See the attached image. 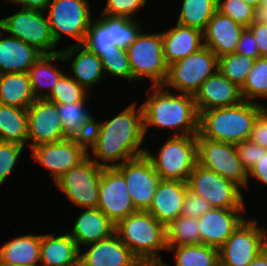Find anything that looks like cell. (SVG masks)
Returning a JSON list of instances; mask_svg holds the SVG:
<instances>
[{"mask_svg":"<svg viewBox=\"0 0 267 266\" xmlns=\"http://www.w3.org/2000/svg\"><path fill=\"white\" fill-rule=\"evenodd\" d=\"M132 101L118 114L98 121L88 141V157L102 167H117L145 155L142 106ZM91 152V153H90Z\"/></svg>","mask_w":267,"mask_h":266,"instance_id":"obj_1","label":"cell"},{"mask_svg":"<svg viewBox=\"0 0 267 266\" xmlns=\"http://www.w3.org/2000/svg\"><path fill=\"white\" fill-rule=\"evenodd\" d=\"M146 94L141 104L145 137L152 126L173 130L171 136L198 134L199 113L192 95L173 92L163 85L151 86Z\"/></svg>","mask_w":267,"mask_h":266,"instance_id":"obj_2","label":"cell"},{"mask_svg":"<svg viewBox=\"0 0 267 266\" xmlns=\"http://www.w3.org/2000/svg\"><path fill=\"white\" fill-rule=\"evenodd\" d=\"M265 108L244 100L234 106L202 111L198 133L208 140L236 145L249 140L254 122Z\"/></svg>","mask_w":267,"mask_h":266,"instance_id":"obj_3","label":"cell"},{"mask_svg":"<svg viewBox=\"0 0 267 266\" xmlns=\"http://www.w3.org/2000/svg\"><path fill=\"white\" fill-rule=\"evenodd\" d=\"M115 234L144 266H159L167 251L165 226L148 211L137 210L115 224Z\"/></svg>","mask_w":267,"mask_h":266,"instance_id":"obj_4","label":"cell"},{"mask_svg":"<svg viewBox=\"0 0 267 266\" xmlns=\"http://www.w3.org/2000/svg\"><path fill=\"white\" fill-rule=\"evenodd\" d=\"M168 137L160 149L155 151L157 153L153 154L147 147L145 156L151 161L161 180L187 182L198 163L196 135Z\"/></svg>","mask_w":267,"mask_h":266,"instance_id":"obj_5","label":"cell"},{"mask_svg":"<svg viewBox=\"0 0 267 266\" xmlns=\"http://www.w3.org/2000/svg\"><path fill=\"white\" fill-rule=\"evenodd\" d=\"M133 83L149 81L151 86L163 85L168 65L164 60L161 31L149 32L143 29L135 42L127 48Z\"/></svg>","mask_w":267,"mask_h":266,"instance_id":"obj_6","label":"cell"},{"mask_svg":"<svg viewBox=\"0 0 267 266\" xmlns=\"http://www.w3.org/2000/svg\"><path fill=\"white\" fill-rule=\"evenodd\" d=\"M91 0H50L45 11L56 44L63 36L83 44L93 19Z\"/></svg>","mask_w":267,"mask_h":266,"instance_id":"obj_7","label":"cell"},{"mask_svg":"<svg viewBox=\"0 0 267 266\" xmlns=\"http://www.w3.org/2000/svg\"><path fill=\"white\" fill-rule=\"evenodd\" d=\"M218 70V57L203 46L197 52L168 66L163 86L168 90L194 96L202 83Z\"/></svg>","mask_w":267,"mask_h":266,"instance_id":"obj_8","label":"cell"},{"mask_svg":"<svg viewBox=\"0 0 267 266\" xmlns=\"http://www.w3.org/2000/svg\"><path fill=\"white\" fill-rule=\"evenodd\" d=\"M44 11L18 8L16 13L0 18V28L7 34L34 47L42 55L59 53Z\"/></svg>","mask_w":267,"mask_h":266,"instance_id":"obj_9","label":"cell"},{"mask_svg":"<svg viewBox=\"0 0 267 266\" xmlns=\"http://www.w3.org/2000/svg\"><path fill=\"white\" fill-rule=\"evenodd\" d=\"M188 188L213 208L247 209L244 190L231 180L196 164L187 180Z\"/></svg>","mask_w":267,"mask_h":266,"instance_id":"obj_10","label":"cell"},{"mask_svg":"<svg viewBox=\"0 0 267 266\" xmlns=\"http://www.w3.org/2000/svg\"><path fill=\"white\" fill-rule=\"evenodd\" d=\"M257 219L246 218L218 249L219 265L248 266L267 248V229Z\"/></svg>","mask_w":267,"mask_h":266,"instance_id":"obj_11","label":"cell"},{"mask_svg":"<svg viewBox=\"0 0 267 266\" xmlns=\"http://www.w3.org/2000/svg\"><path fill=\"white\" fill-rule=\"evenodd\" d=\"M102 166L87 157L79 165L73 167L53 183L57 191L72 205L81 209L97 208L99 200V182Z\"/></svg>","mask_w":267,"mask_h":266,"instance_id":"obj_12","label":"cell"},{"mask_svg":"<svg viewBox=\"0 0 267 266\" xmlns=\"http://www.w3.org/2000/svg\"><path fill=\"white\" fill-rule=\"evenodd\" d=\"M30 151L31 159L44 167L55 183L63 174L88 157V142L66 138L58 142L38 145Z\"/></svg>","mask_w":267,"mask_h":266,"instance_id":"obj_13","label":"cell"},{"mask_svg":"<svg viewBox=\"0 0 267 266\" xmlns=\"http://www.w3.org/2000/svg\"><path fill=\"white\" fill-rule=\"evenodd\" d=\"M196 139L198 164L233 181L245 190L248 177L238 158L235 145L208 140L199 133Z\"/></svg>","mask_w":267,"mask_h":266,"instance_id":"obj_14","label":"cell"},{"mask_svg":"<svg viewBox=\"0 0 267 266\" xmlns=\"http://www.w3.org/2000/svg\"><path fill=\"white\" fill-rule=\"evenodd\" d=\"M124 176L134 208L147 211L161 180L151 161L140 156L116 167Z\"/></svg>","mask_w":267,"mask_h":266,"instance_id":"obj_15","label":"cell"},{"mask_svg":"<svg viewBox=\"0 0 267 266\" xmlns=\"http://www.w3.org/2000/svg\"><path fill=\"white\" fill-rule=\"evenodd\" d=\"M100 209L114 224L136 212L126 180L116 167H104L99 182Z\"/></svg>","mask_w":267,"mask_h":266,"instance_id":"obj_16","label":"cell"},{"mask_svg":"<svg viewBox=\"0 0 267 266\" xmlns=\"http://www.w3.org/2000/svg\"><path fill=\"white\" fill-rule=\"evenodd\" d=\"M27 146L31 150L41 144L66 139L57 104L46 99H36L27 108Z\"/></svg>","mask_w":267,"mask_h":266,"instance_id":"obj_17","label":"cell"},{"mask_svg":"<svg viewBox=\"0 0 267 266\" xmlns=\"http://www.w3.org/2000/svg\"><path fill=\"white\" fill-rule=\"evenodd\" d=\"M85 248L79 250L82 266H144L115 233Z\"/></svg>","mask_w":267,"mask_h":266,"instance_id":"obj_18","label":"cell"},{"mask_svg":"<svg viewBox=\"0 0 267 266\" xmlns=\"http://www.w3.org/2000/svg\"><path fill=\"white\" fill-rule=\"evenodd\" d=\"M246 209L212 208L198 218L201 244L220 248L247 218Z\"/></svg>","mask_w":267,"mask_h":266,"instance_id":"obj_19","label":"cell"},{"mask_svg":"<svg viewBox=\"0 0 267 266\" xmlns=\"http://www.w3.org/2000/svg\"><path fill=\"white\" fill-rule=\"evenodd\" d=\"M60 50L68 69L71 70L68 74L87 92L106 78L100 57L85 45H70Z\"/></svg>","mask_w":267,"mask_h":266,"instance_id":"obj_20","label":"cell"},{"mask_svg":"<svg viewBox=\"0 0 267 266\" xmlns=\"http://www.w3.org/2000/svg\"><path fill=\"white\" fill-rule=\"evenodd\" d=\"M198 113L213 108L230 107L243 102L241 88L219 70L208 77L193 96Z\"/></svg>","mask_w":267,"mask_h":266,"instance_id":"obj_21","label":"cell"},{"mask_svg":"<svg viewBox=\"0 0 267 266\" xmlns=\"http://www.w3.org/2000/svg\"><path fill=\"white\" fill-rule=\"evenodd\" d=\"M244 29L230 17L216 11L203 31L204 46L211 49L218 58L235 53Z\"/></svg>","mask_w":267,"mask_h":266,"instance_id":"obj_22","label":"cell"},{"mask_svg":"<svg viewBox=\"0 0 267 266\" xmlns=\"http://www.w3.org/2000/svg\"><path fill=\"white\" fill-rule=\"evenodd\" d=\"M187 182L160 180L153 201L147 210L165 227L181 215Z\"/></svg>","mask_w":267,"mask_h":266,"instance_id":"obj_23","label":"cell"},{"mask_svg":"<svg viewBox=\"0 0 267 266\" xmlns=\"http://www.w3.org/2000/svg\"><path fill=\"white\" fill-rule=\"evenodd\" d=\"M81 210L68 232L79 250L86 245L109 238L115 233V224L100 209Z\"/></svg>","mask_w":267,"mask_h":266,"instance_id":"obj_24","label":"cell"},{"mask_svg":"<svg viewBox=\"0 0 267 266\" xmlns=\"http://www.w3.org/2000/svg\"><path fill=\"white\" fill-rule=\"evenodd\" d=\"M41 55L34 47L0 28V75L27 73Z\"/></svg>","mask_w":267,"mask_h":266,"instance_id":"obj_25","label":"cell"},{"mask_svg":"<svg viewBox=\"0 0 267 266\" xmlns=\"http://www.w3.org/2000/svg\"><path fill=\"white\" fill-rule=\"evenodd\" d=\"M165 63L170 64L197 52L204 46L203 32L199 29L180 25L161 31Z\"/></svg>","mask_w":267,"mask_h":266,"instance_id":"obj_26","label":"cell"},{"mask_svg":"<svg viewBox=\"0 0 267 266\" xmlns=\"http://www.w3.org/2000/svg\"><path fill=\"white\" fill-rule=\"evenodd\" d=\"M79 248L68 231L64 234H41L40 266H76Z\"/></svg>","mask_w":267,"mask_h":266,"instance_id":"obj_27","label":"cell"},{"mask_svg":"<svg viewBox=\"0 0 267 266\" xmlns=\"http://www.w3.org/2000/svg\"><path fill=\"white\" fill-rule=\"evenodd\" d=\"M65 64L63 56L59 52L51 55H41L30 67L27 74L35 99H46L50 95L54 85L67 70L64 68Z\"/></svg>","mask_w":267,"mask_h":266,"instance_id":"obj_28","label":"cell"},{"mask_svg":"<svg viewBox=\"0 0 267 266\" xmlns=\"http://www.w3.org/2000/svg\"><path fill=\"white\" fill-rule=\"evenodd\" d=\"M41 234L20 235L3 243L0 261L18 266H40Z\"/></svg>","mask_w":267,"mask_h":266,"instance_id":"obj_29","label":"cell"},{"mask_svg":"<svg viewBox=\"0 0 267 266\" xmlns=\"http://www.w3.org/2000/svg\"><path fill=\"white\" fill-rule=\"evenodd\" d=\"M86 104V102L57 104L64 135L67 138L89 141L95 117Z\"/></svg>","mask_w":267,"mask_h":266,"instance_id":"obj_30","label":"cell"},{"mask_svg":"<svg viewBox=\"0 0 267 266\" xmlns=\"http://www.w3.org/2000/svg\"><path fill=\"white\" fill-rule=\"evenodd\" d=\"M35 100L27 73L0 75V104L27 109Z\"/></svg>","mask_w":267,"mask_h":266,"instance_id":"obj_31","label":"cell"},{"mask_svg":"<svg viewBox=\"0 0 267 266\" xmlns=\"http://www.w3.org/2000/svg\"><path fill=\"white\" fill-rule=\"evenodd\" d=\"M167 252L174 253L175 266H218V248L204 244L167 246ZM159 266H170L163 261Z\"/></svg>","mask_w":267,"mask_h":266,"instance_id":"obj_32","label":"cell"},{"mask_svg":"<svg viewBox=\"0 0 267 266\" xmlns=\"http://www.w3.org/2000/svg\"><path fill=\"white\" fill-rule=\"evenodd\" d=\"M27 109L0 104V141L27 146Z\"/></svg>","mask_w":267,"mask_h":266,"instance_id":"obj_33","label":"cell"},{"mask_svg":"<svg viewBox=\"0 0 267 266\" xmlns=\"http://www.w3.org/2000/svg\"><path fill=\"white\" fill-rule=\"evenodd\" d=\"M217 3L218 0H181L176 23L203 32L217 11Z\"/></svg>","mask_w":267,"mask_h":266,"instance_id":"obj_34","label":"cell"},{"mask_svg":"<svg viewBox=\"0 0 267 266\" xmlns=\"http://www.w3.org/2000/svg\"><path fill=\"white\" fill-rule=\"evenodd\" d=\"M167 246L201 244L197 218L180 215L165 227Z\"/></svg>","mask_w":267,"mask_h":266,"instance_id":"obj_35","label":"cell"},{"mask_svg":"<svg viewBox=\"0 0 267 266\" xmlns=\"http://www.w3.org/2000/svg\"><path fill=\"white\" fill-rule=\"evenodd\" d=\"M241 94L243 100L263 105L267 108L262 103L264 99H267V57L255 59L252 69L248 73L247 79L241 88ZM260 99H263V101Z\"/></svg>","mask_w":267,"mask_h":266,"instance_id":"obj_36","label":"cell"},{"mask_svg":"<svg viewBox=\"0 0 267 266\" xmlns=\"http://www.w3.org/2000/svg\"><path fill=\"white\" fill-rule=\"evenodd\" d=\"M83 45L98 56L102 52L115 50L111 36V16L100 14L92 19Z\"/></svg>","mask_w":267,"mask_h":266,"instance_id":"obj_37","label":"cell"},{"mask_svg":"<svg viewBox=\"0 0 267 266\" xmlns=\"http://www.w3.org/2000/svg\"><path fill=\"white\" fill-rule=\"evenodd\" d=\"M255 59L238 53H230L218 58V70L232 83L242 88Z\"/></svg>","mask_w":267,"mask_h":266,"instance_id":"obj_38","label":"cell"},{"mask_svg":"<svg viewBox=\"0 0 267 266\" xmlns=\"http://www.w3.org/2000/svg\"><path fill=\"white\" fill-rule=\"evenodd\" d=\"M89 93L68 74L67 69V72L54 85L53 90L46 100L55 104L87 102L90 97Z\"/></svg>","mask_w":267,"mask_h":266,"instance_id":"obj_39","label":"cell"},{"mask_svg":"<svg viewBox=\"0 0 267 266\" xmlns=\"http://www.w3.org/2000/svg\"><path fill=\"white\" fill-rule=\"evenodd\" d=\"M143 29L139 18L111 16L112 41L120 49L127 50Z\"/></svg>","mask_w":267,"mask_h":266,"instance_id":"obj_40","label":"cell"},{"mask_svg":"<svg viewBox=\"0 0 267 266\" xmlns=\"http://www.w3.org/2000/svg\"><path fill=\"white\" fill-rule=\"evenodd\" d=\"M102 62L105 76L121 78L133 82L132 72L129 65L127 50L120 49L115 45V50L102 52L99 56Z\"/></svg>","mask_w":267,"mask_h":266,"instance_id":"obj_41","label":"cell"},{"mask_svg":"<svg viewBox=\"0 0 267 266\" xmlns=\"http://www.w3.org/2000/svg\"><path fill=\"white\" fill-rule=\"evenodd\" d=\"M25 145L14 142L0 141V187L6 183L11 173L15 172L18 162L21 160ZM20 159V160H19Z\"/></svg>","mask_w":267,"mask_h":266,"instance_id":"obj_42","label":"cell"},{"mask_svg":"<svg viewBox=\"0 0 267 266\" xmlns=\"http://www.w3.org/2000/svg\"><path fill=\"white\" fill-rule=\"evenodd\" d=\"M217 11L245 28L253 21L254 8L242 0H218Z\"/></svg>","mask_w":267,"mask_h":266,"instance_id":"obj_43","label":"cell"},{"mask_svg":"<svg viewBox=\"0 0 267 266\" xmlns=\"http://www.w3.org/2000/svg\"><path fill=\"white\" fill-rule=\"evenodd\" d=\"M147 2L148 0H106L100 14L138 19L137 13L144 9Z\"/></svg>","mask_w":267,"mask_h":266,"instance_id":"obj_44","label":"cell"},{"mask_svg":"<svg viewBox=\"0 0 267 266\" xmlns=\"http://www.w3.org/2000/svg\"><path fill=\"white\" fill-rule=\"evenodd\" d=\"M235 148L238 158L240 159L246 173H248L258 161H260V158L263 155V147L251 142L250 140L237 143Z\"/></svg>","mask_w":267,"mask_h":266,"instance_id":"obj_45","label":"cell"},{"mask_svg":"<svg viewBox=\"0 0 267 266\" xmlns=\"http://www.w3.org/2000/svg\"><path fill=\"white\" fill-rule=\"evenodd\" d=\"M212 208L209 202L188 189L182 205L181 215L198 219Z\"/></svg>","mask_w":267,"mask_h":266,"instance_id":"obj_46","label":"cell"},{"mask_svg":"<svg viewBox=\"0 0 267 266\" xmlns=\"http://www.w3.org/2000/svg\"><path fill=\"white\" fill-rule=\"evenodd\" d=\"M235 53L245 55L253 59H258L260 57L256 40L248 28H245L242 31Z\"/></svg>","mask_w":267,"mask_h":266,"instance_id":"obj_47","label":"cell"},{"mask_svg":"<svg viewBox=\"0 0 267 266\" xmlns=\"http://www.w3.org/2000/svg\"><path fill=\"white\" fill-rule=\"evenodd\" d=\"M249 140L267 149V108L259 114L254 122Z\"/></svg>","mask_w":267,"mask_h":266,"instance_id":"obj_48","label":"cell"},{"mask_svg":"<svg viewBox=\"0 0 267 266\" xmlns=\"http://www.w3.org/2000/svg\"><path fill=\"white\" fill-rule=\"evenodd\" d=\"M247 187L245 190H249L250 177L253 181H258L261 184L267 186V149L263 148V155L254 167L247 173Z\"/></svg>","mask_w":267,"mask_h":266,"instance_id":"obj_49","label":"cell"},{"mask_svg":"<svg viewBox=\"0 0 267 266\" xmlns=\"http://www.w3.org/2000/svg\"><path fill=\"white\" fill-rule=\"evenodd\" d=\"M248 29L256 40L260 57H267V25L251 24Z\"/></svg>","mask_w":267,"mask_h":266,"instance_id":"obj_50","label":"cell"},{"mask_svg":"<svg viewBox=\"0 0 267 266\" xmlns=\"http://www.w3.org/2000/svg\"><path fill=\"white\" fill-rule=\"evenodd\" d=\"M7 4H14L17 8L46 11L50 0H4Z\"/></svg>","mask_w":267,"mask_h":266,"instance_id":"obj_51","label":"cell"},{"mask_svg":"<svg viewBox=\"0 0 267 266\" xmlns=\"http://www.w3.org/2000/svg\"><path fill=\"white\" fill-rule=\"evenodd\" d=\"M252 24L267 25V9L261 6L254 9Z\"/></svg>","mask_w":267,"mask_h":266,"instance_id":"obj_52","label":"cell"},{"mask_svg":"<svg viewBox=\"0 0 267 266\" xmlns=\"http://www.w3.org/2000/svg\"><path fill=\"white\" fill-rule=\"evenodd\" d=\"M248 266H267V248H265Z\"/></svg>","mask_w":267,"mask_h":266,"instance_id":"obj_53","label":"cell"},{"mask_svg":"<svg viewBox=\"0 0 267 266\" xmlns=\"http://www.w3.org/2000/svg\"><path fill=\"white\" fill-rule=\"evenodd\" d=\"M254 9L260 6L261 0H242Z\"/></svg>","mask_w":267,"mask_h":266,"instance_id":"obj_54","label":"cell"},{"mask_svg":"<svg viewBox=\"0 0 267 266\" xmlns=\"http://www.w3.org/2000/svg\"><path fill=\"white\" fill-rule=\"evenodd\" d=\"M260 6L267 9V0H261Z\"/></svg>","mask_w":267,"mask_h":266,"instance_id":"obj_55","label":"cell"},{"mask_svg":"<svg viewBox=\"0 0 267 266\" xmlns=\"http://www.w3.org/2000/svg\"><path fill=\"white\" fill-rule=\"evenodd\" d=\"M0 266H18V265H11V264L3 263L0 261Z\"/></svg>","mask_w":267,"mask_h":266,"instance_id":"obj_56","label":"cell"}]
</instances>
